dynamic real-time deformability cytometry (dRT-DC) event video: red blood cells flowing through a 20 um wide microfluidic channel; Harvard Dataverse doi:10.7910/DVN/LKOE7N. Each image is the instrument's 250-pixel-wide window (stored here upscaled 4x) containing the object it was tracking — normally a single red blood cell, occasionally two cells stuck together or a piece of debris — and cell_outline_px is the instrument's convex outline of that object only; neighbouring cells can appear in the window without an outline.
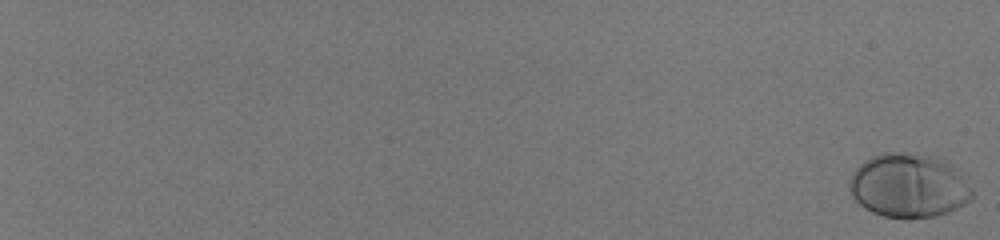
{"species": "human", "species_latin": "Homo sapiens", "temperature_condition": "room temperature", "stored_images_in_passage": 59, "camera_frame_rate_fps": 3000, "um_per_image_px": 0.085, "donor": {"sex": "male"}, "frame": {"image": 1, "passage_image": 1, "time_ms": 0.0, "image_size_px": [1000, 240], "cell_outline_px": [[972, 200], [948, 212], [936, 216], [884, 216], [872, 212], [864, 208], [852, 196], [848, 188], [848, 184], [852, 172], [864, 160], [888, 152], [896, 152], [928, 156], [948, 164], [972, 192]], "centroid_in_image_um": [77.14, 15.79], "position_along_channel_um": 7.9, "area_um2": 44.22}}
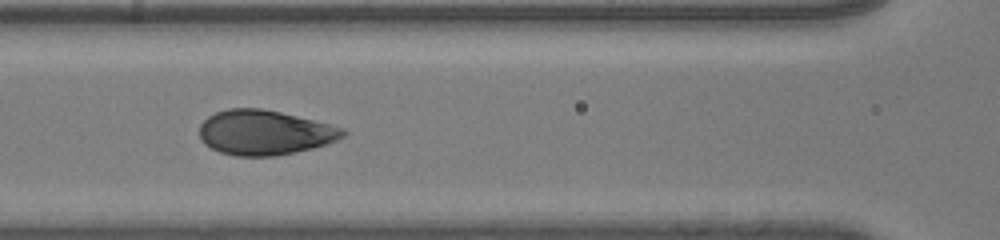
{"frame": {"image": 2, "passage_image": 34, "time_ms": 11.0, "image_size_px": [1000, 240], "cell_outline_px": [[348, 132], [344, 136], [336, 140], [312, 148], [276, 156], [236, 156], [220, 152], [204, 144], [200, 140], [200, 124], [208, 116], [216, 112], [228, 108], [260, 108], [280, 112], [344, 128]], "centroid_in_image_um": [22.46, 11.27], "position_along_channel_um": 144.1, "area_um2": 37.28}}
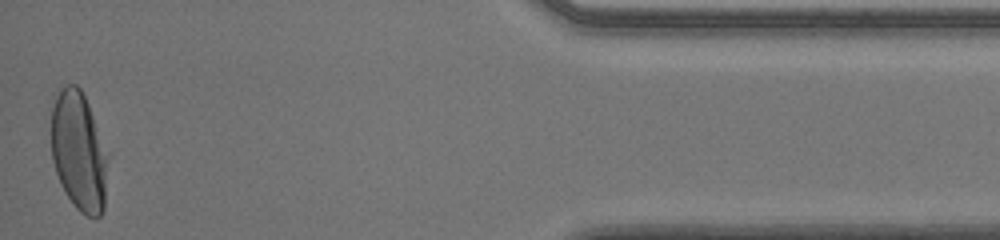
{"frame": {"image": 3, "passage_image": 59, "time_ms": 19.333, "image_size_px": [1000, 240], "cell_outline_px": [[108, 156], [104, 208], [100, 216], [88, 216], [80, 212], [76, 208], [60, 184], [52, 160], [52, 108], [56, 96], [60, 88], [68, 84], [76, 84], [80, 88], [88, 104], [108, 152]], "centroid_in_image_um": [6.71, 12.87], "position_along_channel_um": 428.5, "area_um2": 39.19}, "authors_computed_cell_mechanics": {"area_um2": 39.2462, "velocity_mm_per_s": 3.9976, "shape_relaxation_time_tau1_ms": 2.7049, "shape_relaxation_time_tau2_ms": null, "deformation_change_tau1": 0.1697, "deformation_change_tau2": null}}